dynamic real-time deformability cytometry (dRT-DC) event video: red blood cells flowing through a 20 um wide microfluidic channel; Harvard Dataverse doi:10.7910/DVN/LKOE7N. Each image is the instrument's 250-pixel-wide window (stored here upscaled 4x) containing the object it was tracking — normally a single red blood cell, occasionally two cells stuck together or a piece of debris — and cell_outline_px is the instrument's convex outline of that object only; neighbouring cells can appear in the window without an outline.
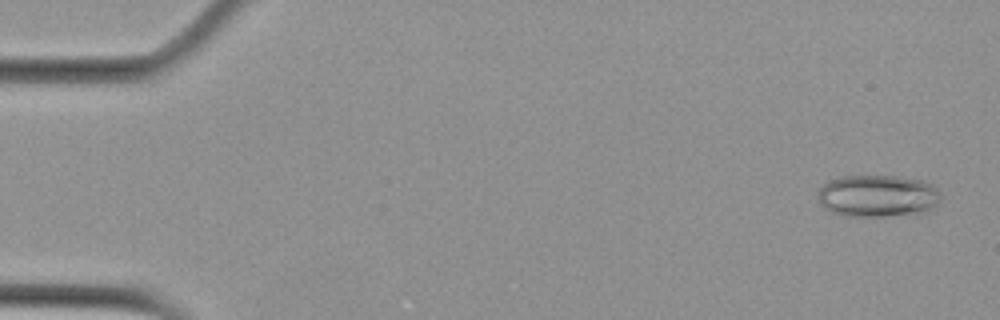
{"species": "Egyptian fruit bat (a non-hibernating species)", "species_latin": "Rousettus aegyptiacus", "temperature_condition": "cold", "stored_images_in_passage": 8, "camera_frame_rate_fps": 3000, "um_per_image_px": 0.085, "animal": {"sex": "female"}, "frame": {"image": 1, "passage_image": 1, "time_ms": 0.0, "image_size_px": [1000, 320], "cell_outline_px": [[940, 200], [936, 204], [928, 208], [916, 212], [884, 216], [844, 216], [828, 212], [820, 204], [816, 196], [816, 192], [828, 180], [840, 176], [892, 176], [920, 180], [932, 184], [940, 192]], "centroid_in_image_um": [74.49, 16.64], "position_along_channel_um": 10.5, "area_um2": 30.06}}
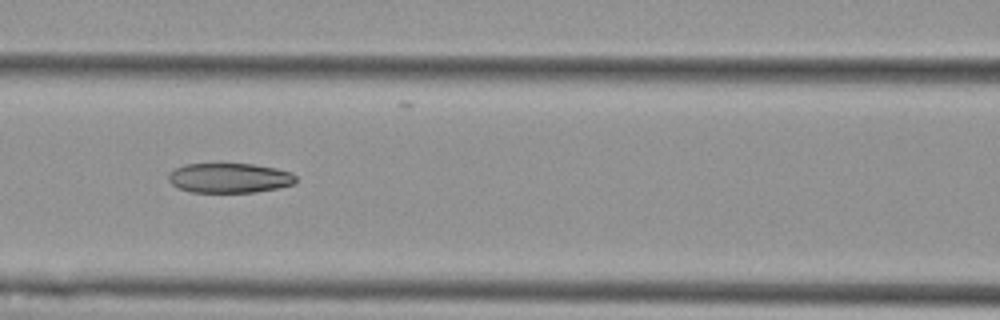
{"frame": {"image": 2, "passage_image": 6, "time_ms": 7.333, "image_size_px": [1000, 320], "cell_outline_px": [[296, 184], [280, 188], [256, 192], [192, 192], [176, 188], [168, 180], [168, 172], [184, 164], [252, 164], [276, 168], [292, 172], [296, 176]], "centroid_in_image_um": [19.52, 15.13], "position_along_channel_um": 147.1, "area_um2": 22.37}}
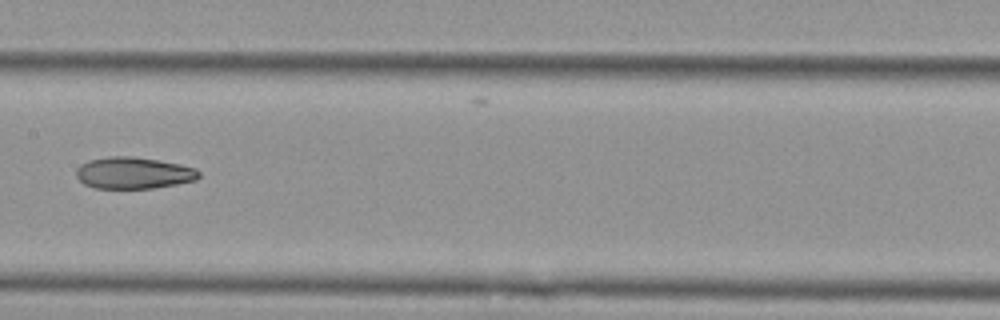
{"frame": {"image": 3, "passage_image": 7, "time_ms": 8.667, "image_size_px": [1000, 320], "cell_outline_px": [[200, 176], [196, 180], [176, 184], [152, 188], [96, 188], [84, 184], [76, 176], [76, 168], [80, 164], [88, 160], [108, 156], [132, 156], [180, 164], [196, 168], [200, 172]], "centroid_in_image_um": [11.34, 14.69], "position_along_channel_um": 196.1, "area_um2": 22.66}}